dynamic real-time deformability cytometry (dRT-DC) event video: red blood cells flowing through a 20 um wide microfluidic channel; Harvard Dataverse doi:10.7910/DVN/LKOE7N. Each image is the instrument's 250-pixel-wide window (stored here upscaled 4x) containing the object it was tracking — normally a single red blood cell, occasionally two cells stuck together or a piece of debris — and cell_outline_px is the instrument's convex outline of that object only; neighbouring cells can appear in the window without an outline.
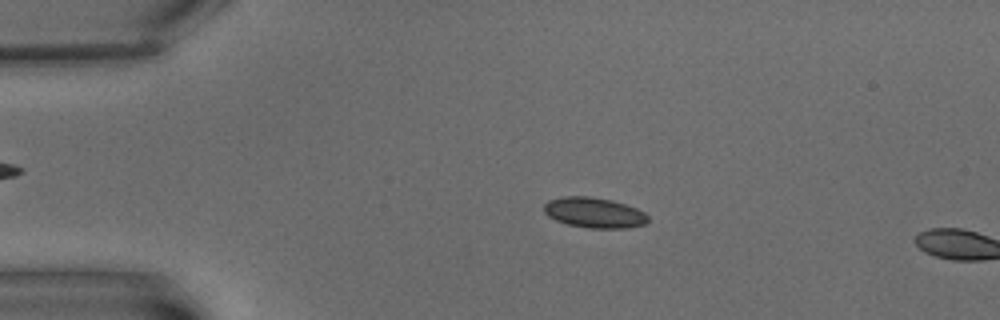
{"species": "common noctule bat (a hibernating species)", "species_latin": "Nyctalus noctula", "temperature_condition": "warm", "stored_images_in_passage": 5, "camera_frame_rate_fps": 3000, "um_per_image_px": 0.085, "animal": {"sex": "male", "body_mass_g": 15.6}, "frame": {"image": 1, "passage_image": 4, "time_ms": 3.667, "image_size_px": [1000, 320], "cell_outline_px": [[648, 220], [644, 224], [624, 228], [588, 228], [568, 224], [556, 220], [548, 216], [544, 212], [544, 204], [548, 200], [564, 196], [588, 196], [612, 200], [636, 208], [644, 212], [648, 216]], "centroid_in_image_um": [50.48, 18.07], "position_along_channel_um": 34.5, "area_um2": 18.32}}